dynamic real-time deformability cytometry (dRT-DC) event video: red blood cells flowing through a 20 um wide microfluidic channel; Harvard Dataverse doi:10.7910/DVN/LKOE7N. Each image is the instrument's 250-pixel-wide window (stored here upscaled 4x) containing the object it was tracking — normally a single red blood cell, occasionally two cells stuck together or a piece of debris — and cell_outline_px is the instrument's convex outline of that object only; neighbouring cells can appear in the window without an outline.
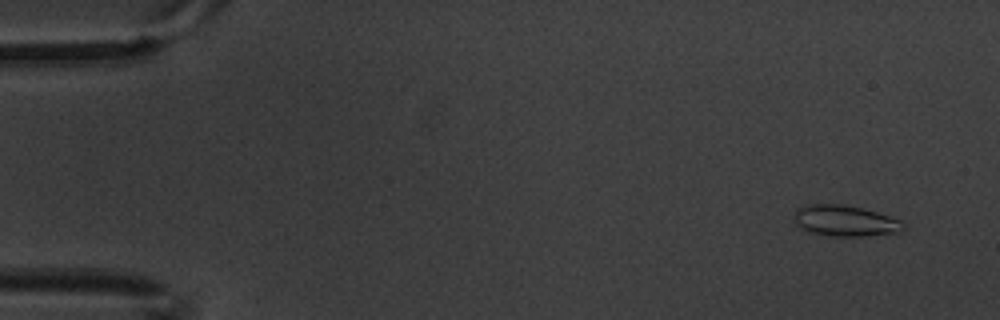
{"species": "common noctule bat (a hibernating species)", "species_latin": "Nyctalus noctula", "temperature_condition": "warm", "stored_images_in_passage": 5, "camera_frame_rate_fps": 3000, "um_per_image_px": 0.085, "animal": {"sex": "male", "body_mass_g": 20.1, "forearm_length_mm": 53.5}, "frame": {"image": 1, "passage_image": 1, "time_ms": 0.0, "image_size_px": [1000, 320], "cell_outline_px": [[904, 228], [896, 232], [864, 236], [832, 236], [804, 232], [792, 220], [796, 212], [804, 204], [844, 204], [864, 208], [900, 220], [904, 224]], "centroid_in_image_um": [71.76, 18.77], "position_along_channel_um": 13.2, "area_um2": 19.83}}
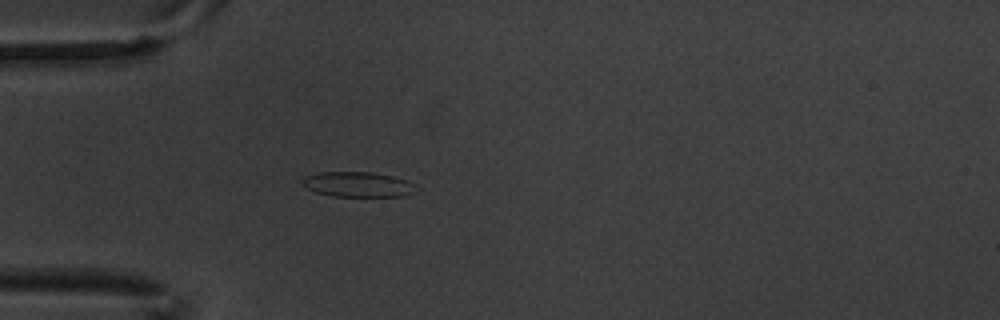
{"frame": {"image": 2, "passage_image": 5, "time_ms": 1.333, "image_size_px": [1000, 320], "cell_outline_px": [[416, 184], [412, 192], [404, 196], [332, 196], [316, 192], [304, 188], [300, 184], [300, 180], [304, 176], [320, 172], [372, 172], [392, 176], [408, 180]], "centroid_in_image_um": [30.34, 15.67], "position_along_channel_um": 54.7, "area_um2": 16.76}}